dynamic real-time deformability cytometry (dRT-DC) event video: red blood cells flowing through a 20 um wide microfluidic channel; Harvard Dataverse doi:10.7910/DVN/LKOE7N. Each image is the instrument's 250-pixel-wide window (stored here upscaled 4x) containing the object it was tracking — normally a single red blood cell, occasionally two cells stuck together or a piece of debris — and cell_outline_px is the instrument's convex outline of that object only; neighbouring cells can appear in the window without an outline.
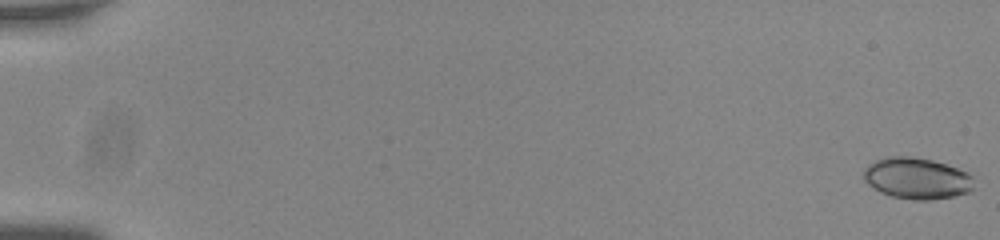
{"species": "common noctule bat (a hibernating species)", "species_latin": "Nyctalus noctula", "temperature_condition": "room temperature", "stored_images_in_passage": 57, "camera_frame_rate_fps": 3000, "um_per_image_px": 0.085, "animal": {"sex": "male", "body_mass_g": 20.0, "forearm_length_mm": 53.3}, "frame": {"image": 1, "passage_image": 1, "time_ms": 0.0, "image_size_px": [1000, 240], "cell_outline_px": [[972, 188], [968, 192], [952, 196], [932, 200], [912, 200], [892, 196], [880, 192], [868, 184], [864, 180], [864, 168], [868, 164], [876, 160], [888, 156], [912, 156], [932, 160], [968, 172], [972, 176]], "centroid_in_image_um": [77.9, 15.15], "position_along_channel_um": 7.1, "area_um2": 26.47}}
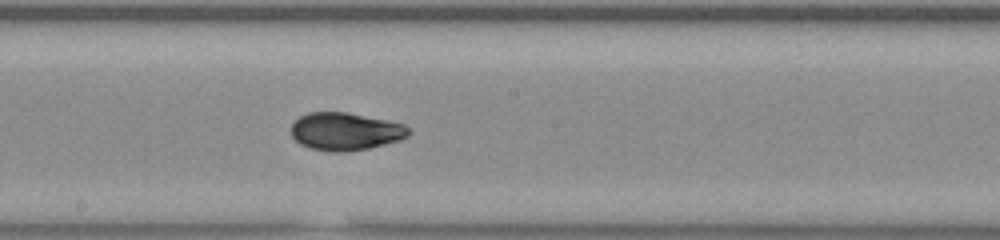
{"frame": {"image": 2, "passage_image": 33, "time_ms": 10.667, "image_size_px": [1000, 240], "cell_outline_px": [[412, 132], [408, 136], [400, 140], [368, 148], [340, 152], [332, 152], [312, 148], [300, 144], [292, 136], [292, 124], [300, 116], [308, 112], [348, 112], [404, 124]], "centroid_in_image_um": [29.37, 11.16], "position_along_channel_um": 218.8, "area_um2": 25.66}}
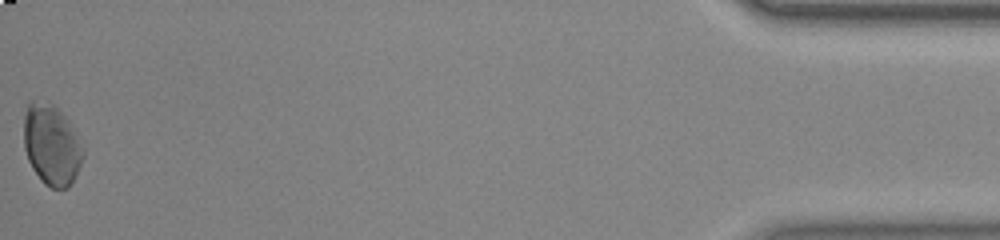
{"frame": {"image": 3, "passage_image": 57, "time_ms": 18.667, "image_size_px": [1000, 240], "cell_outline_px": [[84, 156], [76, 176], [68, 188], [52, 188], [44, 184], [40, 180], [32, 168], [28, 160], [24, 148], [24, 116], [28, 104], [32, 100], [48, 100], [68, 120], [84, 148]], "centroid_in_image_um": [4.38, 12.32], "position_along_channel_um": 430.8, "area_um2": 28.03}, "authors_computed_cell_mechanics": {"area_um2": 25.6632, "velocity_mm_per_s": 3.7364, "shape_relaxation_time_tau1_ms": 4.4908, "shape_relaxation_time_tau2_ms": 2.7295, "deformation_change_tau1": 0.1438, "deformation_change_tau2": 0.0716}}